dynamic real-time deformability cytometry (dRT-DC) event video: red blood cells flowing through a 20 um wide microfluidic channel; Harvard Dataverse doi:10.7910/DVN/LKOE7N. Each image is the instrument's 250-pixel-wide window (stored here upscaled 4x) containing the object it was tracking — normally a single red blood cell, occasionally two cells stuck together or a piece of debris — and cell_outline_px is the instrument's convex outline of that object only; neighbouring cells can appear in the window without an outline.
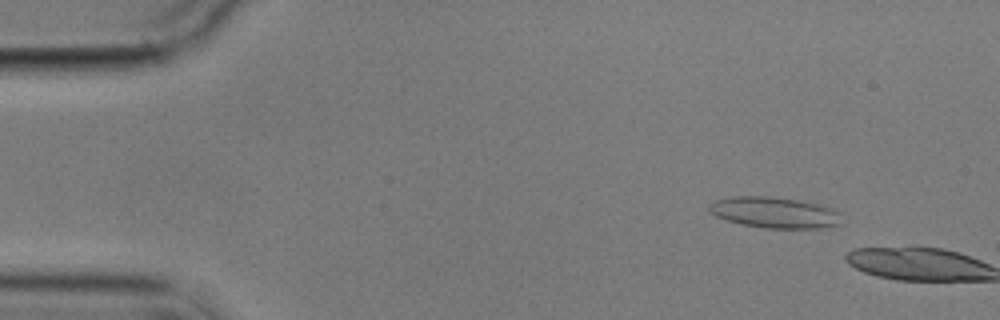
{"species": "common noctule bat (a hibernating species)", "species_latin": "Nyctalus noctula", "temperature_condition": "cold", "stored_images_in_passage": 3, "camera_frame_rate_fps": 3000, "um_per_image_px": 0.085, "animal": {"sex": "male", "body_mass_g": 17.9}, "frame": {"image": 1, "passage_image": 2, "time_ms": 1.333, "image_size_px": [1000, 320], "cell_outline_px": [[840, 224], [820, 228], [764, 228], [740, 224], [716, 216], [708, 212], [708, 204], [716, 200], [732, 196], [768, 196], [796, 200], [816, 204], [832, 208], [836, 212]], "centroid_in_image_um": [65.74, 18.06], "position_along_channel_um": 19.3, "area_um2": 23.64}}